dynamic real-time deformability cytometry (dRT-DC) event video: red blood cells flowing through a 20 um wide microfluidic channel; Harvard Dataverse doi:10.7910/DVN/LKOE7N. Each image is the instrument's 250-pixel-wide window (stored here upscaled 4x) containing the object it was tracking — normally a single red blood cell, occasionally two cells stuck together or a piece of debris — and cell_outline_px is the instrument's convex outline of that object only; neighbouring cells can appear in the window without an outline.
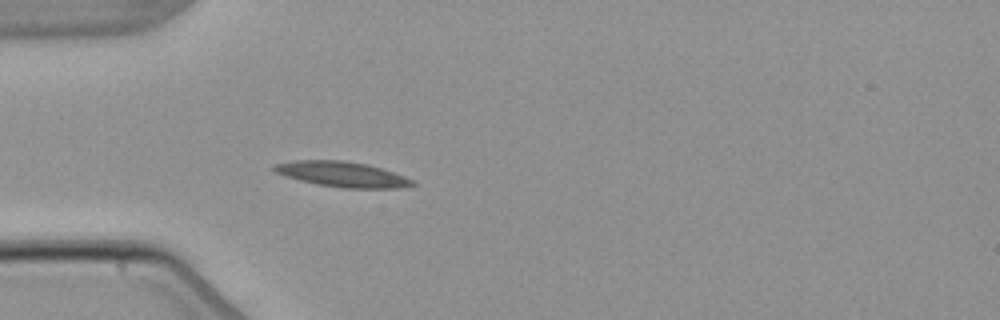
{"species": "common noctule bat (a hibernating species)", "species_latin": "Nyctalus noctula", "temperature_condition": "warm", "stored_images_in_passage": 4, "camera_frame_rate_fps": 3000, "um_per_image_px": 0.085, "animal": {"sex": "male", "body_mass_g": 21.5, "forearm_length_mm": 52.0}, "frame": {"image": 1, "passage_image": 4, "time_ms": 3.667, "image_size_px": [1000, 320], "cell_outline_px": [[416, 184], [400, 188], [344, 188], [316, 184], [284, 176], [276, 172], [272, 168], [272, 164], [296, 160], [344, 160], [368, 164], [404, 176], [412, 180]], "centroid_in_image_um": [29.05, 14.8], "position_along_channel_um": 56.0, "area_um2": 20.35}}